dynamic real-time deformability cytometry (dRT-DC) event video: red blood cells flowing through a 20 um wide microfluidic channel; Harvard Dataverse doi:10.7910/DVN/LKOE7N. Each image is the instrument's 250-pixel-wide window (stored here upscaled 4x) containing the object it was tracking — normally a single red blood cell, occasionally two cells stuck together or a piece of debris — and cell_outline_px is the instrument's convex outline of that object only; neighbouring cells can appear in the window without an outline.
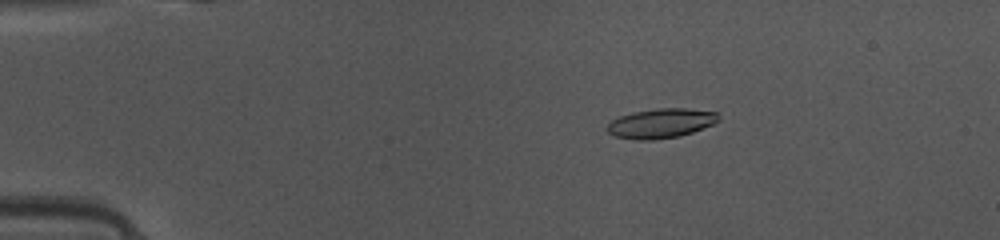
{"species": "common noctule bat (a hibernating species)", "species_latin": "Nyctalus noctula", "temperature_condition": "warm", "stored_images_in_passage": 49, "camera_frame_rate_fps": 3000, "um_per_image_px": 0.085, "animal": {"sex": "female", "body_mass_g": 10.0, "forearm_length_mm": 53.1}, "frame": {"image": 1, "passage_image": 10, "time_ms": 3.0, "image_size_px": [1000, 240], "cell_outline_px": [[720, 120], [712, 124], [692, 132], [680, 136], [652, 140], [632, 140], [616, 136], [608, 132], [608, 124], [612, 120], [620, 116], [632, 112], [660, 108], [684, 108], [716, 112]], "centroid_in_image_um": [56.17, 10.48], "position_along_channel_um": 28.8, "area_um2": 19.02}}
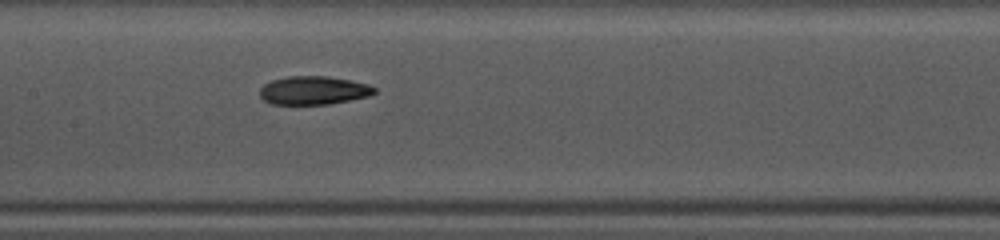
{"frame": {"image": 2, "passage_image": 25, "time_ms": 8.0, "image_size_px": [1000, 240], "cell_outline_px": [[376, 92], [368, 96], [328, 104], [268, 104], [260, 96], [260, 88], [264, 84], [272, 80], [288, 76], [328, 76], [352, 80], [368, 84], [376, 88]], "centroid_in_image_um": [26.64, 7.67], "position_along_channel_um": 180.8, "area_um2": 19.02}}
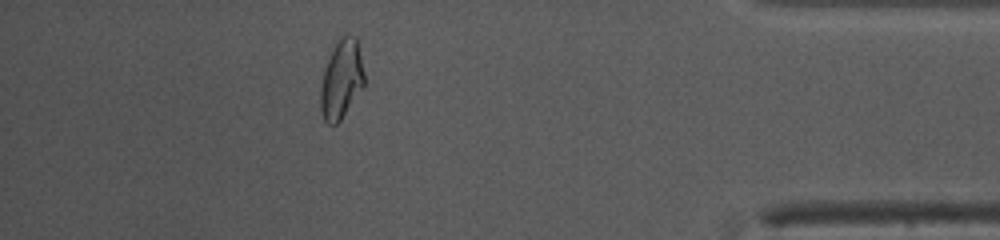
{"frame": {"image": 3, "passage_image": 44, "time_ms": 14.333, "image_size_px": [1000, 240], "cell_outline_px": [[364, 84], [340, 120], [336, 124], [328, 124], [324, 120], [320, 108], [320, 88], [324, 68], [332, 44], [344, 32], [356, 36], [364, 72]], "centroid_in_image_um": [28.99, 6.65], "position_along_channel_um": 406.2, "area_um2": 20.35}, "authors_computed_cell_mechanics": {"area_um2": 19.4208, "velocity_mm_per_s": 4.1691, "shape_relaxation_time_tau1_ms": 3.6883, "shape_relaxation_time_tau2_ms": 2.8502, "deformation_change_tau1": 0.1599, "deformation_change_tau2": 0.1044}}